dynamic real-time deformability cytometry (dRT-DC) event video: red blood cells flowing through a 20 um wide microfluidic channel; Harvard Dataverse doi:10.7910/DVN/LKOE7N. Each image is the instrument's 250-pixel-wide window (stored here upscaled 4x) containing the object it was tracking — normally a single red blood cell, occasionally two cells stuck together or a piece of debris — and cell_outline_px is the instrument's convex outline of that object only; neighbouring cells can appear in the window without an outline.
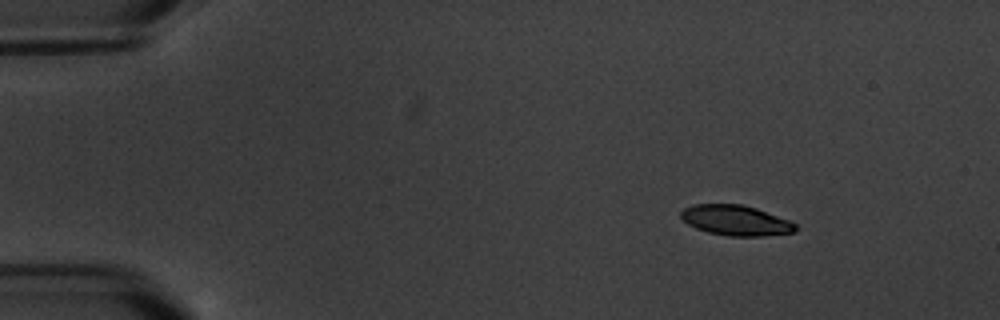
{"species": "common noctule bat (a hibernating species)", "species_latin": "Nyctalus noctula", "temperature_condition": "warm", "stored_images_in_passage": 3, "camera_frame_rate_fps": 3000, "um_per_image_px": 0.085, "animal": {"sex": "male", "body_mass_g": 20.1, "forearm_length_mm": 53.5}, "frame": {"image": 1, "passage_image": 1, "time_ms": 0.0, "image_size_px": [1000, 320], "cell_outline_px": [[796, 232], [764, 236], [728, 236], [708, 232], [696, 228], [688, 224], [680, 216], [680, 212], [684, 208], [692, 204], [740, 204], [756, 208], [788, 220], [796, 224]], "centroid_in_image_um": [62.52, 18.73], "position_along_channel_um": 22.5, "area_um2": 20.17}}